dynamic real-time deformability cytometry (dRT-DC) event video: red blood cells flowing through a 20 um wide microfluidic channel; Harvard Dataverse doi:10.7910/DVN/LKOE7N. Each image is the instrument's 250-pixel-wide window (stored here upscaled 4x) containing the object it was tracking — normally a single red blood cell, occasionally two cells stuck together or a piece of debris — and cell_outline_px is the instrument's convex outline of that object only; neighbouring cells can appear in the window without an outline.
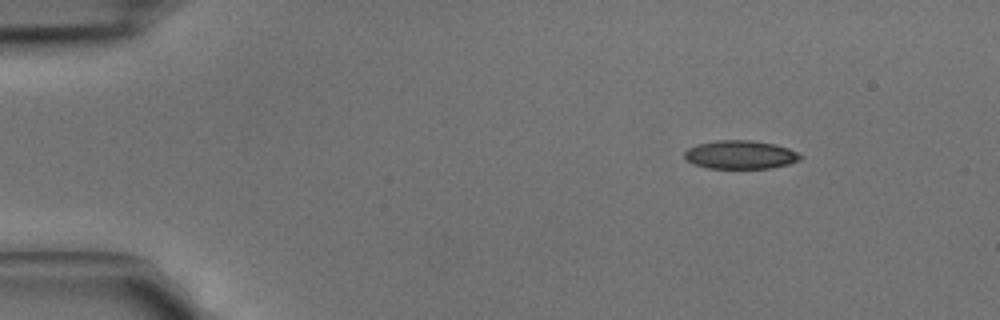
{"species": "common noctule bat (a hibernating species)", "species_latin": "Nyctalus noctula", "temperature_condition": "cold", "stored_images_in_passage": 3, "camera_frame_rate_fps": 3000, "um_per_image_px": 0.085, "animal": {"sex": "male", "body_mass_g": 15.6}, "frame": {"image": 1, "passage_image": 1, "time_ms": 0.0, "image_size_px": [1000, 320], "cell_outline_px": [[804, 156], [800, 160], [788, 164], [768, 168], [708, 168], [692, 164], [684, 156], [684, 152], [688, 148], [696, 144], [716, 140], [752, 140], [776, 144], [788, 148]], "centroid_in_image_um": [62.92, 13.14], "position_along_channel_um": 22.1, "area_um2": 19.31}}
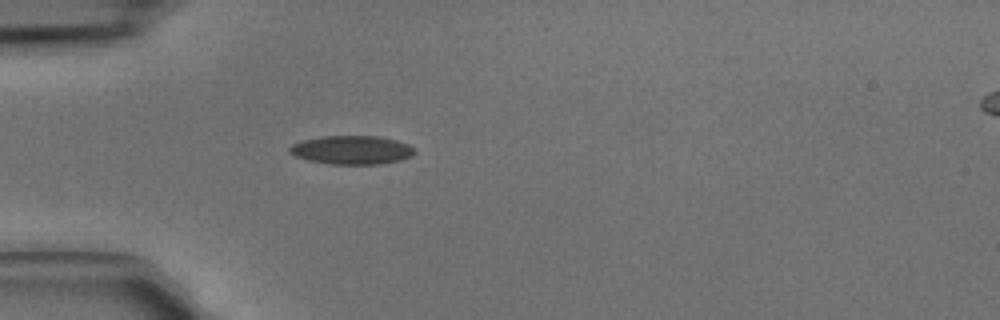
{"frame": {"image": 2, "passage_image": 3, "time_ms": 0.667, "image_size_px": [1000, 320], "cell_outline_px": [[416, 152], [412, 156], [400, 160], [380, 164], [328, 164], [308, 160], [296, 156], [288, 152], [288, 148], [292, 144], [300, 140], [320, 136], [380, 136], [396, 140], [408, 144], [416, 148]], "centroid_in_image_um": [29.9, 12.74], "position_along_channel_um": 55.1, "area_um2": 21.15}}